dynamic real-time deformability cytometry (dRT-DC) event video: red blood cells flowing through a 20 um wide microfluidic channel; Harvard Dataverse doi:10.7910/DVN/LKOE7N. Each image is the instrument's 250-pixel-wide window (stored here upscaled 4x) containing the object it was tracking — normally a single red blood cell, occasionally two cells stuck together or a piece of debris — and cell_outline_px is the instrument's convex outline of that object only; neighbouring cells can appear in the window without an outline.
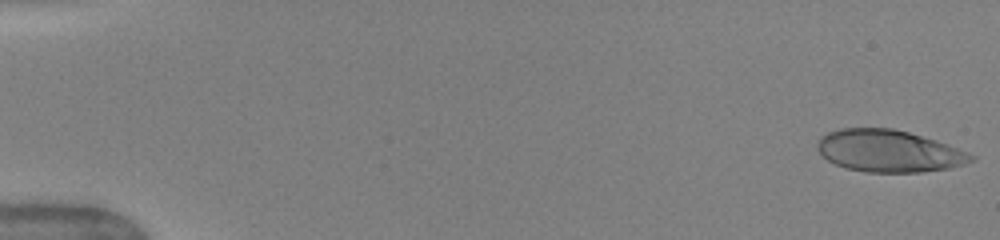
{"species": "human", "species_latin": "Homo sapiens", "temperature_condition": "warm", "stored_images_in_passage": 50, "camera_frame_rate_fps": 3000, "um_per_image_px": 0.085, "donor": {"sex": "female"}, "frame": {"image": 1, "passage_image": 1, "time_ms": 0.0, "image_size_px": [1000, 240], "cell_outline_px": [[976, 160], [964, 164], [948, 168], [920, 172], [864, 172], [844, 168], [828, 160], [816, 148], [816, 144], [820, 136], [828, 132], [840, 128], [892, 128], [908, 132], [936, 140], [976, 156]], "centroid_in_image_um": [75.52, 12.83], "position_along_channel_um": 9.5, "area_um2": 37.63}}
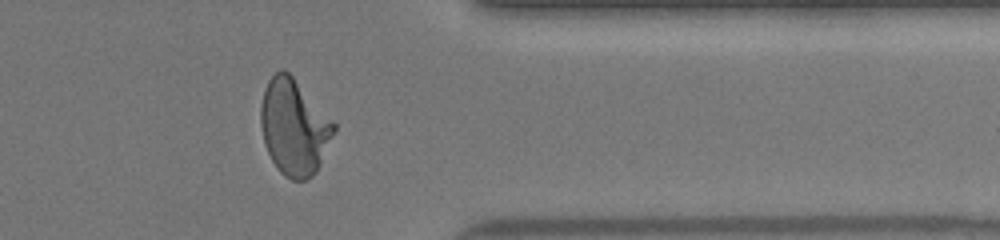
{"frame": {"image": 2, "passage_image": 41, "time_ms": 13.333, "image_size_px": [1000, 240], "cell_outline_px": [[336, 128], [320, 164], [316, 172], [312, 176], [304, 180], [292, 180], [284, 176], [280, 172], [272, 160], [264, 144], [260, 124], [260, 108], [264, 88], [268, 80], [280, 68], [284, 68], [292, 76], [336, 124]], "centroid_in_image_um": [24.97, 10.81], "position_along_channel_um": 386.4, "area_um2": 40.63}}
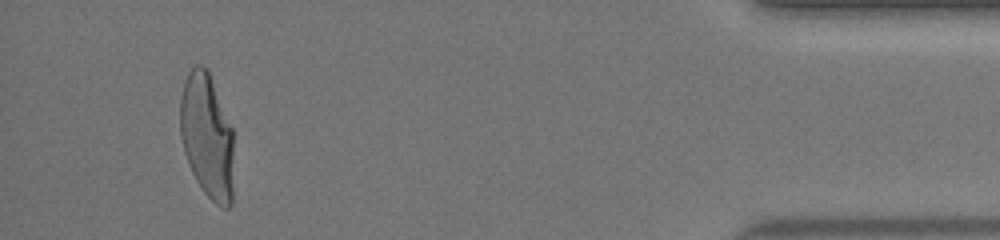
{"frame": {"image": 3, "passage_image": 47, "time_ms": 15.333, "image_size_px": [1000, 240], "cell_outline_px": [[232, 204], [228, 208], [224, 208], [216, 204], [204, 192], [196, 180], [188, 164], [184, 152], [180, 136], [180, 96], [184, 80], [188, 72], [196, 64], [204, 64], [208, 68], [232, 128]], "centroid_in_image_um": [17.58, 11.52], "position_along_channel_um": 417.6, "area_um2": 39.19}, "authors_computed_cell_mechanics": {"area_um2": 39.2462, "velocity_mm_per_s": 4.0847, "shape_relaxation_time_tau1_ms": 5.642, "shape_relaxation_time_tau2_ms": null, "deformation_change_tau1": 0.2516, "deformation_change_tau2": null}}